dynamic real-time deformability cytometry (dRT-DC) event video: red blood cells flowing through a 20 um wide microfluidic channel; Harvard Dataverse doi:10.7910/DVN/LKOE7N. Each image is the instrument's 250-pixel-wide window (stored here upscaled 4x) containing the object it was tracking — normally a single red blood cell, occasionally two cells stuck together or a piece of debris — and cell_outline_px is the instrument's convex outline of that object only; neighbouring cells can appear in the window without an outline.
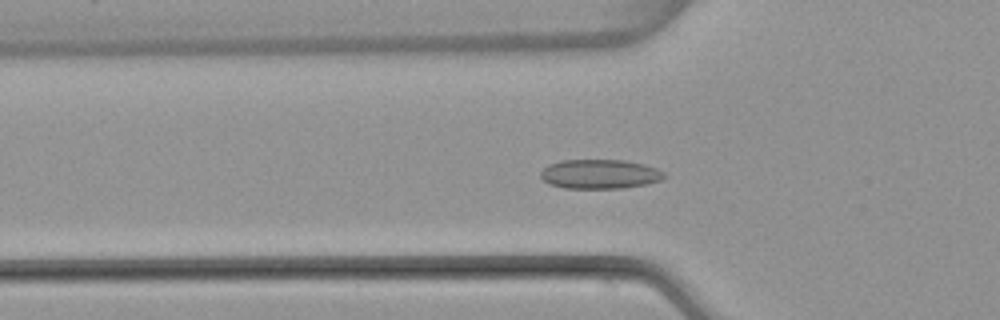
{"species": "common noctule bat (a hibernating species)", "species_latin": "Nyctalus noctula", "temperature_condition": "warm", "stored_images_in_passage": 52, "camera_frame_rate_fps": 3000, "um_per_image_px": 0.085, "animal": {"sex": "female", "body_mass_g": 22.7, "forearm_length_mm": 54.2}, "frame": {"image": 1, "passage_image": 18, "time_ms": 5.667, "image_size_px": [1000, 320], "cell_outline_px": [[668, 176], [660, 180], [648, 184], [624, 188], [564, 188], [548, 184], [540, 176], [540, 172], [548, 164], [564, 160], [624, 160], [644, 164], [656, 168], [664, 172]], "centroid_in_image_um": [51.0, 14.8], "position_along_channel_um": 74.8, "area_um2": 21.27}}
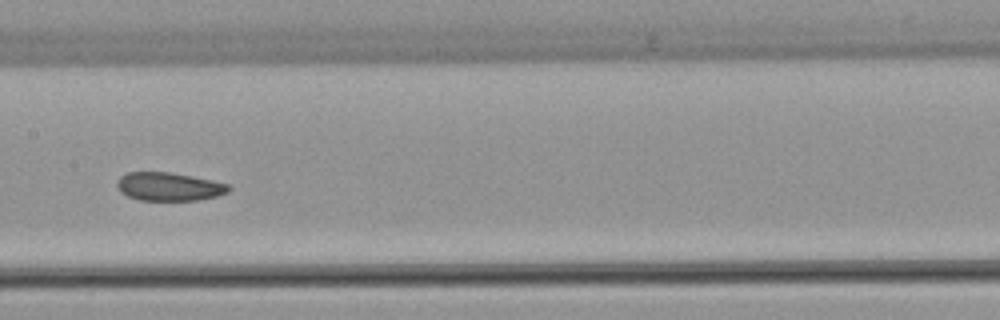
{"frame": {"image": 2, "passage_image": 27, "time_ms": 8.667, "image_size_px": [1000, 320], "cell_outline_px": [[232, 188], [228, 192], [216, 196], [196, 200], [140, 200], [128, 196], [120, 192], [116, 184], [120, 176], [128, 172], [168, 172], [192, 176], [212, 180], [228, 184]], "centroid_in_image_um": [14.36, 15.86], "position_along_channel_um": 193.0, "area_um2": 18.38}}
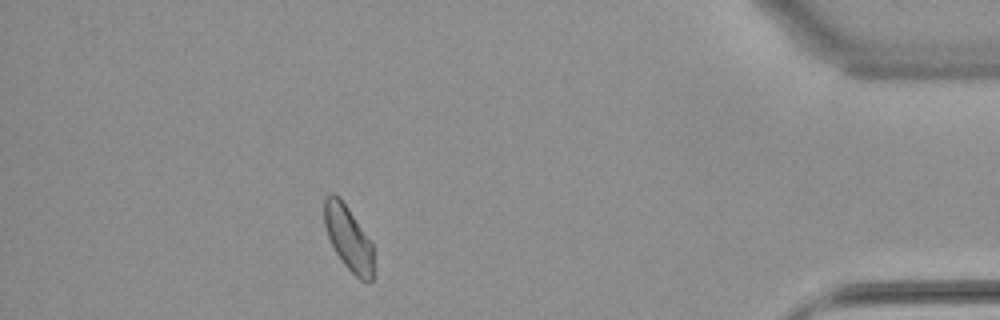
{"frame": {"image": 3, "passage_image": 47, "time_ms": 15.333, "image_size_px": [1000, 320], "cell_outline_px": [[372, 280], [360, 280], [344, 264], [336, 252], [328, 236], [324, 224], [324, 200], [328, 192], [332, 192], [340, 196], [372, 244]], "centroid_in_image_um": [29.57, 20.17], "position_along_channel_um": 405.6, "area_um2": 18.09}, "authors_computed_cell_mechanics": {"area_um2": 19.652, "velocity_mm_per_s": 3.9185, "shape_relaxation_time_tau1_ms": null, "shape_relaxation_time_tau2_ms": 2.9261, "deformation_change_tau1": null, "deformation_change_tau2": 0.0736}}